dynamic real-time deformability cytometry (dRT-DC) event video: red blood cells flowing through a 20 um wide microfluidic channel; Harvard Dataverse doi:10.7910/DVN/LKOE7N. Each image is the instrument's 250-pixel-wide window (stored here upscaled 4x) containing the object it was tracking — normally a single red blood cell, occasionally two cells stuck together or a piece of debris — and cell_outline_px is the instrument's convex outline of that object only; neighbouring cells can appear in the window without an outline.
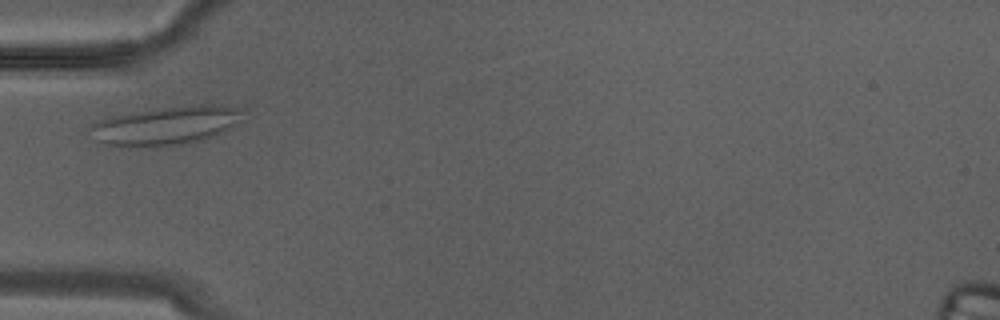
{"species": "Egyptian fruit bat (a non-hibernating species)", "species_latin": "Rousettus aegyptiacus", "temperature_condition": "warm", "stored_images_in_passage": 7, "camera_frame_rate_fps": 3000, "um_per_image_px": 0.085, "animal": {"sex": "male"}, "frame": {"image": 1, "passage_image": 4, "time_ms": 1.0, "image_size_px": [1000, 320], "cell_outline_px": [[244, 108], [240, 120], [232, 128], [212, 136], [196, 140], [156, 148], [148, 148], [108, 144], [96, 140], [92, 128], [92, 124], [100, 120], [112, 116], [140, 112], [204, 104], [220, 104]], "centroid_in_image_um": [14.19, 10.68], "position_along_channel_um": 70.8, "area_um2": 33.35}}